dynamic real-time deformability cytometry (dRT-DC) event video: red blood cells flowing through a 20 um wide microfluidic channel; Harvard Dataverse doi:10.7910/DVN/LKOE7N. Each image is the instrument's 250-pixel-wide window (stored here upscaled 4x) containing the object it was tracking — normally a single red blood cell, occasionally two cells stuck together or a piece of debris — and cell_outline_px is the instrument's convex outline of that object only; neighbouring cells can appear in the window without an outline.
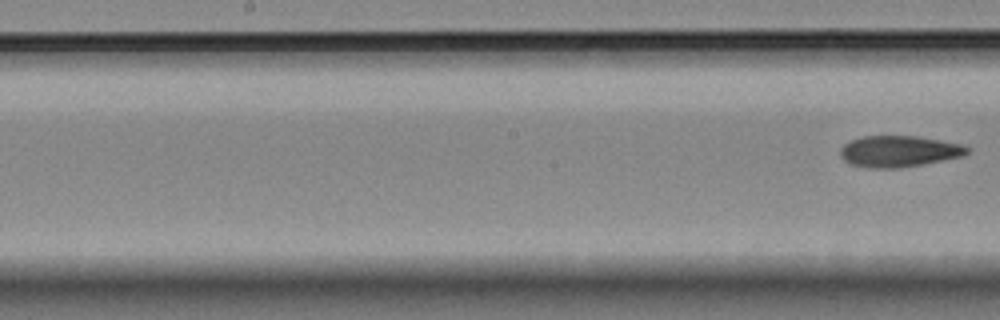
{"species": "Egyptian fruit bat (a non-hibernating species)", "species_latin": "Rousettus aegyptiacus", "temperature_condition": "room temperature", "stored_images_in_passage": 8, "segment_of_instrument_passage": [2, 2], "camera_frame_rate_fps": 3000, "um_per_image_px": 0.085, "animal": {"sex": "female"}, "frame": {"image": 1, "passage_image": 8, "time_ms": 9.667, "image_size_px": [1000, 320], "cell_outline_px": [[968, 152], [960, 156], [900, 168], [864, 168], [852, 164], [844, 160], [840, 156], [840, 148], [844, 144], [860, 136], [916, 136], [964, 144], [968, 148]], "centroid_in_image_um": [76.35, 12.85], "position_along_channel_um": 171.8, "area_um2": 22.95}}